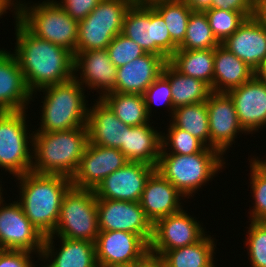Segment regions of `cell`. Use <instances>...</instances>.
<instances>
[{"label": "cell", "instance_id": "cell-1", "mask_svg": "<svg viewBox=\"0 0 266 267\" xmlns=\"http://www.w3.org/2000/svg\"><path fill=\"white\" fill-rule=\"evenodd\" d=\"M15 57L28 89L34 94L45 86L74 78V54L52 42L39 39L16 19Z\"/></svg>", "mask_w": 266, "mask_h": 267}, {"label": "cell", "instance_id": "cell-2", "mask_svg": "<svg viewBox=\"0 0 266 267\" xmlns=\"http://www.w3.org/2000/svg\"><path fill=\"white\" fill-rule=\"evenodd\" d=\"M17 177L22 190L18 203L25 216L44 237L52 235L59 219L63 196L72 186L71 179L33 171Z\"/></svg>", "mask_w": 266, "mask_h": 267}, {"label": "cell", "instance_id": "cell-3", "mask_svg": "<svg viewBox=\"0 0 266 267\" xmlns=\"http://www.w3.org/2000/svg\"><path fill=\"white\" fill-rule=\"evenodd\" d=\"M89 143L88 129L78 127L66 131L33 132L32 170L39 174L72 178ZM34 151V152H33Z\"/></svg>", "mask_w": 266, "mask_h": 267}, {"label": "cell", "instance_id": "cell-4", "mask_svg": "<svg viewBox=\"0 0 266 267\" xmlns=\"http://www.w3.org/2000/svg\"><path fill=\"white\" fill-rule=\"evenodd\" d=\"M83 86L75 79L40 88L43 95L41 126L36 132L66 131L85 127L88 108Z\"/></svg>", "mask_w": 266, "mask_h": 267}, {"label": "cell", "instance_id": "cell-5", "mask_svg": "<svg viewBox=\"0 0 266 267\" xmlns=\"http://www.w3.org/2000/svg\"><path fill=\"white\" fill-rule=\"evenodd\" d=\"M14 10L16 11L14 18L34 36L64 47L75 54L78 21L72 19L56 1L47 0L29 7L19 2Z\"/></svg>", "mask_w": 266, "mask_h": 267}, {"label": "cell", "instance_id": "cell-6", "mask_svg": "<svg viewBox=\"0 0 266 267\" xmlns=\"http://www.w3.org/2000/svg\"><path fill=\"white\" fill-rule=\"evenodd\" d=\"M222 157L218 150L210 147L189 155L160 154L156 171L189 198L220 171L225 164Z\"/></svg>", "mask_w": 266, "mask_h": 267}, {"label": "cell", "instance_id": "cell-7", "mask_svg": "<svg viewBox=\"0 0 266 267\" xmlns=\"http://www.w3.org/2000/svg\"><path fill=\"white\" fill-rule=\"evenodd\" d=\"M99 234L97 198L91 189L71 186L63 196L53 236L95 242Z\"/></svg>", "mask_w": 266, "mask_h": 267}, {"label": "cell", "instance_id": "cell-8", "mask_svg": "<svg viewBox=\"0 0 266 267\" xmlns=\"http://www.w3.org/2000/svg\"><path fill=\"white\" fill-rule=\"evenodd\" d=\"M121 33L146 53L162 56L166 61L178 49L163 17L151 5L133 3L125 14Z\"/></svg>", "mask_w": 266, "mask_h": 267}, {"label": "cell", "instance_id": "cell-9", "mask_svg": "<svg viewBox=\"0 0 266 267\" xmlns=\"http://www.w3.org/2000/svg\"><path fill=\"white\" fill-rule=\"evenodd\" d=\"M130 0H101L92 12L78 21V40L75 52L107 49L113 38L122 32Z\"/></svg>", "mask_w": 266, "mask_h": 267}, {"label": "cell", "instance_id": "cell-10", "mask_svg": "<svg viewBox=\"0 0 266 267\" xmlns=\"http://www.w3.org/2000/svg\"><path fill=\"white\" fill-rule=\"evenodd\" d=\"M25 117V110L0 111V167L16 178L30 172L34 161L28 147L33 134L29 138Z\"/></svg>", "mask_w": 266, "mask_h": 267}, {"label": "cell", "instance_id": "cell-11", "mask_svg": "<svg viewBox=\"0 0 266 267\" xmlns=\"http://www.w3.org/2000/svg\"><path fill=\"white\" fill-rule=\"evenodd\" d=\"M94 243L98 267L136 265L150 256L149 244L126 231H99Z\"/></svg>", "mask_w": 266, "mask_h": 267}, {"label": "cell", "instance_id": "cell-12", "mask_svg": "<svg viewBox=\"0 0 266 267\" xmlns=\"http://www.w3.org/2000/svg\"><path fill=\"white\" fill-rule=\"evenodd\" d=\"M205 236L203 227L185 210L168 215L153 224L149 244L151 257L160 259L167 251L197 243Z\"/></svg>", "mask_w": 266, "mask_h": 267}, {"label": "cell", "instance_id": "cell-13", "mask_svg": "<svg viewBox=\"0 0 266 267\" xmlns=\"http://www.w3.org/2000/svg\"><path fill=\"white\" fill-rule=\"evenodd\" d=\"M0 198V249L37 252L41 255L45 237L25 216L18 201L3 204Z\"/></svg>", "mask_w": 266, "mask_h": 267}, {"label": "cell", "instance_id": "cell-14", "mask_svg": "<svg viewBox=\"0 0 266 267\" xmlns=\"http://www.w3.org/2000/svg\"><path fill=\"white\" fill-rule=\"evenodd\" d=\"M99 231H126L140 235L148 244L153 224L139 202L97 199Z\"/></svg>", "mask_w": 266, "mask_h": 267}, {"label": "cell", "instance_id": "cell-15", "mask_svg": "<svg viewBox=\"0 0 266 267\" xmlns=\"http://www.w3.org/2000/svg\"><path fill=\"white\" fill-rule=\"evenodd\" d=\"M156 167L129 161L104 178L93 190L97 199L139 202L146 182Z\"/></svg>", "mask_w": 266, "mask_h": 267}, {"label": "cell", "instance_id": "cell-16", "mask_svg": "<svg viewBox=\"0 0 266 267\" xmlns=\"http://www.w3.org/2000/svg\"><path fill=\"white\" fill-rule=\"evenodd\" d=\"M128 162L119 149L88 143L79 166L71 178L72 186L94 190L104 178Z\"/></svg>", "mask_w": 266, "mask_h": 267}, {"label": "cell", "instance_id": "cell-17", "mask_svg": "<svg viewBox=\"0 0 266 267\" xmlns=\"http://www.w3.org/2000/svg\"><path fill=\"white\" fill-rule=\"evenodd\" d=\"M210 148L222 155L231 147L237 133H247L240 125L234 103L227 93L212 92L207 101ZM224 152V153H223Z\"/></svg>", "mask_w": 266, "mask_h": 267}, {"label": "cell", "instance_id": "cell-18", "mask_svg": "<svg viewBox=\"0 0 266 267\" xmlns=\"http://www.w3.org/2000/svg\"><path fill=\"white\" fill-rule=\"evenodd\" d=\"M227 94L246 132L258 131L260 127L266 126V84L256 75Z\"/></svg>", "mask_w": 266, "mask_h": 267}, {"label": "cell", "instance_id": "cell-19", "mask_svg": "<svg viewBox=\"0 0 266 267\" xmlns=\"http://www.w3.org/2000/svg\"><path fill=\"white\" fill-rule=\"evenodd\" d=\"M79 70H81L80 79L77 76H74V78L81 85H84V83L86 86L88 85L89 89H100L103 93H99L101 95L98 99L114 91L117 67L111 62L107 49L75 52L74 74Z\"/></svg>", "mask_w": 266, "mask_h": 267}, {"label": "cell", "instance_id": "cell-20", "mask_svg": "<svg viewBox=\"0 0 266 267\" xmlns=\"http://www.w3.org/2000/svg\"><path fill=\"white\" fill-rule=\"evenodd\" d=\"M221 44L254 71L266 61V27L254 17L246 18Z\"/></svg>", "mask_w": 266, "mask_h": 267}, {"label": "cell", "instance_id": "cell-21", "mask_svg": "<svg viewBox=\"0 0 266 267\" xmlns=\"http://www.w3.org/2000/svg\"><path fill=\"white\" fill-rule=\"evenodd\" d=\"M32 95L14 53L0 49V111L26 110Z\"/></svg>", "mask_w": 266, "mask_h": 267}, {"label": "cell", "instance_id": "cell-22", "mask_svg": "<svg viewBox=\"0 0 266 267\" xmlns=\"http://www.w3.org/2000/svg\"><path fill=\"white\" fill-rule=\"evenodd\" d=\"M166 62L162 56L146 53L118 67L113 92L142 95L162 73Z\"/></svg>", "mask_w": 266, "mask_h": 267}, {"label": "cell", "instance_id": "cell-23", "mask_svg": "<svg viewBox=\"0 0 266 267\" xmlns=\"http://www.w3.org/2000/svg\"><path fill=\"white\" fill-rule=\"evenodd\" d=\"M181 197L185 196L155 170L146 182L139 203L146 217L154 224L157 220L182 210Z\"/></svg>", "mask_w": 266, "mask_h": 267}, {"label": "cell", "instance_id": "cell-24", "mask_svg": "<svg viewBox=\"0 0 266 267\" xmlns=\"http://www.w3.org/2000/svg\"><path fill=\"white\" fill-rule=\"evenodd\" d=\"M91 107L88 109L86 123L89 143L120 149L124 145L127 125L121 122L101 99Z\"/></svg>", "mask_w": 266, "mask_h": 267}, {"label": "cell", "instance_id": "cell-25", "mask_svg": "<svg viewBox=\"0 0 266 267\" xmlns=\"http://www.w3.org/2000/svg\"><path fill=\"white\" fill-rule=\"evenodd\" d=\"M53 238L45 237L40 258L47 261L50 257L52 262L43 267H98L94 242L59 237L62 245L59 252H54Z\"/></svg>", "mask_w": 266, "mask_h": 267}, {"label": "cell", "instance_id": "cell-26", "mask_svg": "<svg viewBox=\"0 0 266 267\" xmlns=\"http://www.w3.org/2000/svg\"><path fill=\"white\" fill-rule=\"evenodd\" d=\"M162 134L150 124L125 127L124 145L119 149L128 161L142 162L153 167L158 164L162 149Z\"/></svg>", "mask_w": 266, "mask_h": 267}, {"label": "cell", "instance_id": "cell-27", "mask_svg": "<svg viewBox=\"0 0 266 267\" xmlns=\"http://www.w3.org/2000/svg\"><path fill=\"white\" fill-rule=\"evenodd\" d=\"M255 75V71L222 44L214 48L212 92L227 93L241 86Z\"/></svg>", "mask_w": 266, "mask_h": 267}, {"label": "cell", "instance_id": "cell-28", "mask_svg": "<svg viewBox=\"0 0 266 267\" xmlns=\"http://www.w3.org/2000/svg\"><path fill=\"white\" fill-rule=\"evenodd\" d=\"M162 73L169 79L174 108L207 101L211 87L191 76L178 72L168 61Z\"/></svg>", "mask_w": 266, "mask_h": 267}, {"label": "cell", "instance_id": "cell-29", "mask_svg": "<svg viewBox=\"0 0 266 267\" xmlns=\"http://www.w3.org/2000/svg\"><path fill=\"white\" fill-rule=\"evenodd\" d=\"M168 62L181 74L207 83L212 90L214 74V48L176 50Z\"/></svg>", "mask_w": 266, "mask_h": 267}, {"label": "cell", "instance_id": "cell-30", "mask_svg": "<svg viewBox=\"0 0 266 267\" xmlns=\"http://www.w3.org/2000/svg\"><path fill=\"white\" fill-rule=\"evenodd\" d=\"M214 239L204 236L193 245L167 251L159 260L164 267H215Z\"/></svg>", "mask_w": 266, "mask_h": 267}, {"label": "cell", "instance_id": "cell-31", "mask_svg": "<svg viewBox=\"0 0 266 267\" xmlns=\"http://www.w3.org/2000/svg\"><path fill=\"white\" fill-rule=\"evenodd\" d=\"M127 126L148 124L150 117L146 112L143 95L111 92L100 98Z\"/></svg>", "mask_w": 266, "mask_h": 267}, {"label": "cell", "instance_id": "cell-32", "mask_svg": "<svg viewBox=\"0 0 266 267\" xmlns=\"http://www.w3.org/2000/svg\"><path fill=\"white\" fill-rule=\"evenodd\" d=\"M172 124L187 131L210 147L209 119L206 101L176 107L173 111ZM208 142V144H207Z\"/></svg>", "mask_w": 266, "mask_h": 267}, {"label": "cell", "instance_id": "cell-33", "mask_svg": "<svg viewBox=\"0 0 266 267\" xmlns=\"http://www.w3.org/2000/svg\"><path fill=\"white\" fill-rule=\"evenodd\" d=\"M151 6L163 17L171 40L179 46L184 41L192 10L182 0H161Z\"/></svg>", "mask_w": 266, "mask_h": 267}, {"label": "cell", "instance_id": "cell-34", "mask_svg": "<svg viewBox=\"0 0 266 267\" xmlns=\"http://www.w3.org/2000/svg\"><path fill=\"white\" fill-rule=\"evenodd\" d=\"M220 43L214 37L205 12L192 11L184 41L177 50L216 48Z\"/></svg>", "mask_w": 266, "mask_h": 267}, {"label": "cell", "instance_id": "cell-35", "mask_svg": "<svg viewBox=\"0 0 266 267\" xmlns=\"http://www.w3.org/2000/svg\"><path fill=\"white\" fill-rule=\"evenodd\" d=\"M168 134L162 135V149L160 154H180L189 155L204 151L207 146L198 138L192 136L187 131L175 127L172 123L168 126ZM171 146L172 151H167L166 148ZM169 152V153H168Z\"/></svg>", "mask_w": 266, "mask_h": 267}, {"label": "cell", "instance_id": "cell-36", "mask_svg": "<svg viewBox=\"0 0 266 267\" xmlns=\"http://www.w3.org/2000/svg\"><path fill=\"white\" fill-rule=\"evenodd\" d=\"M205 13L212 33L220 44L232 35L247 18L242 12L232 10L211 8Z\"/></svg>", "mask_w": 266, "mask_h": 267}, {"label": "cell", "instance_id": "cell-37", "mask_svg": "<svg viewBox=\"0 0 266 267\" xmlns=\"http://www.w3.org/2000/svg\"><path fill=\"white\" fill-rule=\"evenodd\" d=\"M245 245L252 267H266V222L250 220Z\"/></svg>", "mask_w": 266, "mask_h": 267}, {"label": "cell", "instance_id": "cell-38", "mask_svg": "<svg viewBox=\"0 0 266 267\" xmlns=\"http://www.w3.org/2000/svg\"><path fill=\"white\" fill-rule=\"evenodd\" d=\"M107 51L111 62L117 68L146 54L143 48L122 33L113 38L107 46Z\"/></svg>", "mask_w": 266, "mask_h": 267}, {"label": "cell", "instance_id": "cell-39", "mask_svg": "<svg viewBox=\"0 0 266 267\" xmlns=\"http://www.w3.org/2000/svg\"><path fill=\"white\" fill-rule=\"evenodd\" d=\"M251 169V188L255 199L254 208L251 210V220L266 222V175L261 172L252 162Z\"/></svg>", "mask_w": 266, "mask_h": 267}, {"label": "cell", "instance_id": "cell-40", "mask_svg": "<svg viewBox=\"0 0 266 267\" xmlns=\"http://www.w3.org/2000/svg\"><path fill=\"white\" fill-rule=\"evenodd\" d=\"M142 95L146 104V112L149 117L151 116L150 114L152 111L151 104H153V102L157 103L158 101H161L164 103V105H167L166 107H168L171 110L170 113L173 114L175 108L172 101L170 82L163 73L159 75V77L146 89ZM159 102L157 104H159Z\"/></svg>", "mask_w": 266, "mask_h": 267}, {"label": "cell", "instance_id": "cell-41", "mask_svg": "<svg viewBox=\"0 0 266 267\" xmlns=\"http://www.w3.org/2000/svg\"><path fill=\"white\" fill-rule=\"evenodd\" d=\"M101 0H61L57 4L77 21L83 20L98 5Z\"/></svg>", "mask_w": 266, "mask_h": 267}, {"label": "cell", "instance_id": "cell-42", "mask_svg": "<svg viewBox=\"0 0 266 267\" xmlns=\"http://www.w3.org/2000/svg\"><path fill=\"white\" fill-rule=\"evenodd\" d=\"M31 252L0 249V267H35Z\"/></svg>", "mask_w": 266, "mask_h": 267}, {"label": "cell", "instance_id": "cell-43", "mask_svg": "<svg viewBox=\"0 0 266 267\" xmlns=\"http://www.w3.org/2000/svg\"><path fill=\"white\" fill-rule=\"evenodd\" d=\"M254 0H212L211 8L242 12L247 18L253 17Z\"/></svg>", "mask_w": 266, "mask_h": 267}, {"label": "cell", "instance_id": "cell-44", "mask_svg": "<svg viewBox=\"0 0 266 267\" xmlns=\"http://www.w3.org/2000/svg\"><path fill=\"white\" fill-rule=\"evenodd\" d=\"M253 17L266 27V0H254Z\"/></svg>", "mask_w": 266, "mask_h": 267}, {"label": "cell", "instance_id": "cell-45", "mask_svg": "<svg viewBox=\"0 0 266 267\" xmlns=\"http://www.w3.org/2000/svg\"><path fill=\"white\" fill-rule=\"evenodd\" d=\"M192 11L205 12L211 9L212 0H182Z\"/></svg>", "mask_w": 266, "mask_h": 267}, {"label": "cell", "instance_id": "cell-46", "mask_svg": "<svg viewBox=\"0 0 266 267\" xmlns=\"http://www.w3.org/2000/svg\"><path fill=\"white\" fill-rule=\"evenodd\" d=\"M136 267H164V265L159 259L149 256L144 262L136 264Z\"/></svg>", "mask_w": 266, "mask_h": 267}, {"label": "cell", "instance_id": "cell-47", "mask_svg": "<svg viewBox=\"0 0 266 267\" xmlns=\"http://www.w3.org/2000/svg\"><path fill=\"white\" fill-rule=\"evenodd\" d=\"M14 1L13 0H0V17L1 15L7 12L6 10L11 9L10 6H13V7L16 6V4H14Z\"/></svg>", "mask_w": 266, "mask_h": 267}, {"label": "cell", "instance_id": "cell-48", "mask_svg": "<svg viewBox=\"0 0 266 267\" xmlns=\"http://www.w3.org/2000/svg\"><path fill=\"white\" fill-rule=\"evenodd\" d=\"M255 75L266 84V61L255 71Z\"/></svg>", "mask_w": 266, "mask_h": 267}, {"label": "cell", "instance_id": "cell-49", "mask_svg": "<svg viewBox=\"0 0 266 267\" xmlns=\"http://www.w3.org/2000/svg\"><path fill=\"white\" fill-rule=\"evenodd\" d=\"M254 159V160H253ZM251 159V162L266 175V159L261 161L260 159L253 158Z\"/></svg>", "mask_w": 266, "mask_h": 267}, {"label": "cell", "instance_id": "cell-50", "mask_svg": "<svg viewBox=\"0 0 266 267\" xmlns=\"http://www.w3.org/2000/svg\"><path fill=\"white\" fill-rule=\"evenodd\" d=\"M161 1V0H142V4L144 5H151L154 2Z\"/></svg>", "mask_w": 266, "mask_h": 267}, {"label": "cell", "instance_id": "cell-51", "mask_svg": "<svg viewBox=\"0 0 266 267\" xmlns=\"http://www.w3.org/2000/svg\"><path fill=\"white\" fill-rule=\"evenodd\" d=\"M132 3H140L142 4V0H130Z\"/></svg>", "mask_w": 266, "mask_h": 267}, {"label": "cell", "instance_id": "cell-52", "mask_svg": "<svg viewBox=\"0 0 266 267\" xmlns=\"http://www.w3.org/2000/svg\"><path fill=\"white\" fill-rule=\"evenodd\" d=\"M112 267H136V265H130V266H112Z\"/></svg>", "mask_w": 266, "mask_h": 267}, {"label": "cell", "instance_id": "cell-53", "mask_svg": "<svg viewBox=\"0 0 266 267\" xmlns=\"http://www.w3.org/2000/svg\"><path fill=\"white\" fill-rule=\"evenodd\" d=\"M1 185H0V198H1V196H2V192L1 191H3V190H1Z\"/></svg>", "mask_w": 266, "mask_h": 267}]
</instances>
